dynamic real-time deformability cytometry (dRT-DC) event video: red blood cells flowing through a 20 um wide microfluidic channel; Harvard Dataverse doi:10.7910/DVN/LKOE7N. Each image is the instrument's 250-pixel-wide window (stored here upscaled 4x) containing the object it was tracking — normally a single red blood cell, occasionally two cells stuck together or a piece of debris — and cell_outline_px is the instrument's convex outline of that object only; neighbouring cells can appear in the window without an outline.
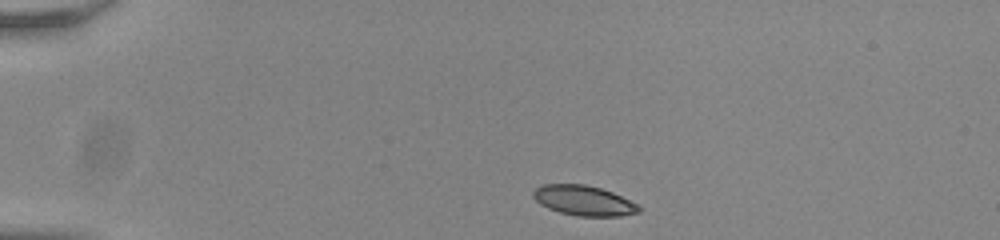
{"species": "common noctule bat (a hibernating species)", "species_latin": "Nyctalus noctula", "temperature_condition": "room temperature", "stored_images_in_passage": 43, "camera_frame_rate_fps": 3000, "um_per_image_px": 0.085, "animal": {"sex": "male", "body_mass_g": 20.0, "forearm_length_mm": 53.3}, "frame": {"image": 1, "passage_image": 1, "time_ms": 0.0, "image_size_px": [1000, 240], "cell_outline_px": [[640, 212], [620, 216], [576, 216], [560, 212], [548, 208], [540, 204], [532, 196], [532, 192], [536, 188], [544, 184], [584, 184], [600, 188], [612, 192], [636, 204], [640, 208]], "centroid_in_image_um": [49.58, 17.05], "position_along_channel_um": 35.4, "area_um2": 18.32}}
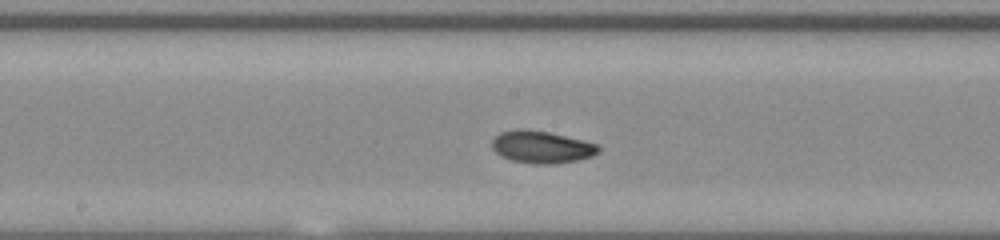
{"frame": {"image": 2, "passage_image": 19, "time_ms": 6.0, "image_size_px": [1000, 240], "cell_outline_px": [[600, 152], [592, 156], [576, 160], [556, 164], [532, 164], [512, 160], [500, 156], [492, 148], [492, 140], [500, 132], [520, 128], [524, 128], [548, 132], [584, 140], [600, 144]], "centroid_in_image_um": [46.05, 12.49], "position_along_channel_um": 202.1, "area_um2": 20.23}}
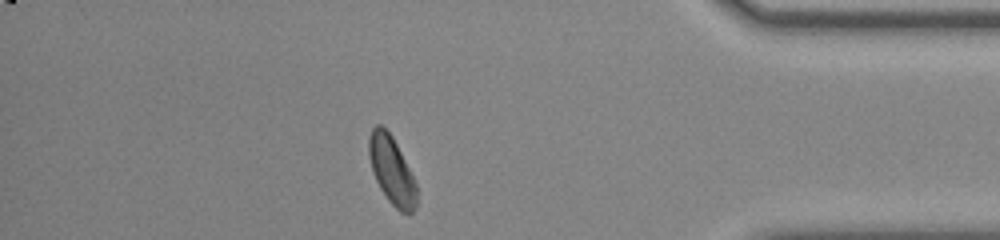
{"frame": {"image": 3, "passage_image": 37, "time_ms": 12.0, "image_size_px": [1000, 240], "cell_outline_px": [[416, 208], [408, 216], [400, 212], [388, 200], [380, 188], [372, 172], [368, 156], [368, 136], [372, 128], [376, 124], [380, 124], [392, 136], [416, 184]], "centroid_in_image_um": [33.26, 14.5], "position_along_channel_um": 401.9, "area_um2": 18.79}, "authors_computed_cell_mechanics": {"area_um2": 19.363, "velocity_mm_per_s": 3.8161, "shape_relaxation_time_tau1_ms": 2.0944, "shape_relaxation_time_tau2_ms": 7.5848, "deformation_change_tau1": 0.0973, "deformation_change_tau2": 0.1162}}